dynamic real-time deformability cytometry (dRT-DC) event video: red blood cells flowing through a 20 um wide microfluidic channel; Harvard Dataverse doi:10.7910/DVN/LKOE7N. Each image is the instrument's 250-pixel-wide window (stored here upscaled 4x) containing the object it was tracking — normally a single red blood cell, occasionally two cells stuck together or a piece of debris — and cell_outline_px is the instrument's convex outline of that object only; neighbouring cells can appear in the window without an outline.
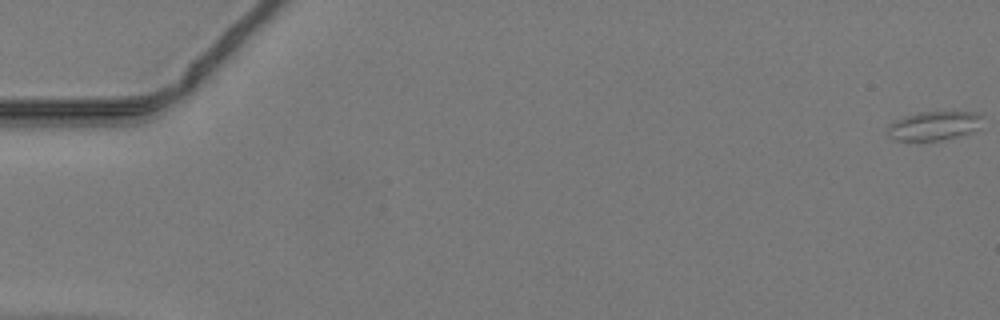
{"species": "common noctule bat (a hibernating species)", "species_latin": "Nyctalus noctula", "temperature_condition": "warm", "stored_images_in_passage": 43, "camera_frame_rate_fps": 3000, "um_per_image_px": 0.085, "animal": {"sex": "male", "body_mass_g": 19.2, "forearm_length_mm": 51.8}, "frame": {"image": 1, "passage_image": 1, "time_ms": 0.0, "image_size_px": [1000, 320], "cell_outline_px": [[984, 116], [980, 128], [972, 132], [940, 140], [892, 140], [888, 132], [888, 128], [896, 120], [904, 116], [920, 112], [976, 112]], "centroid_in_image_um": [79.45, 10.68], "position_along_channel_um": 5.6, "area_um2": 15.9}}
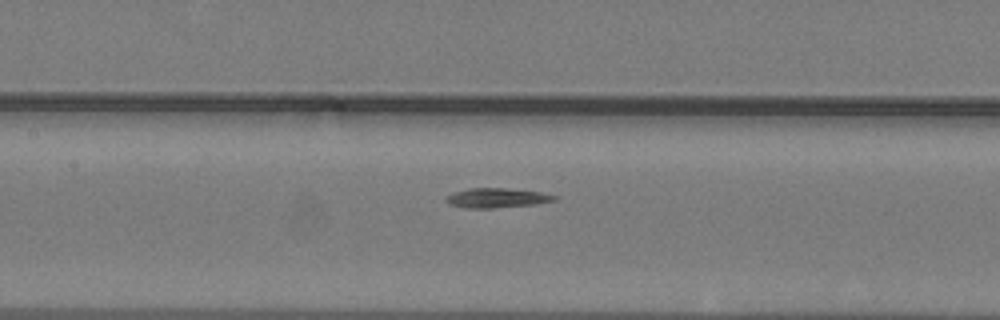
{"frame": {"image": 2, "passage_image": 24, "time_ms": 7.667, "image_size_px": [1000, 320], "cell_outline_px": [[556, 200], [536, 204], [492, 208], [464, 208], [448, 204], [448, 196], [452, 192], [468, 188], [504, 188], [540, 192], [556, 196]], "centroid_in_image_um": [42.21, 16.82], "position_along_channel_um": 165.2, "area_um2": 12.25}}
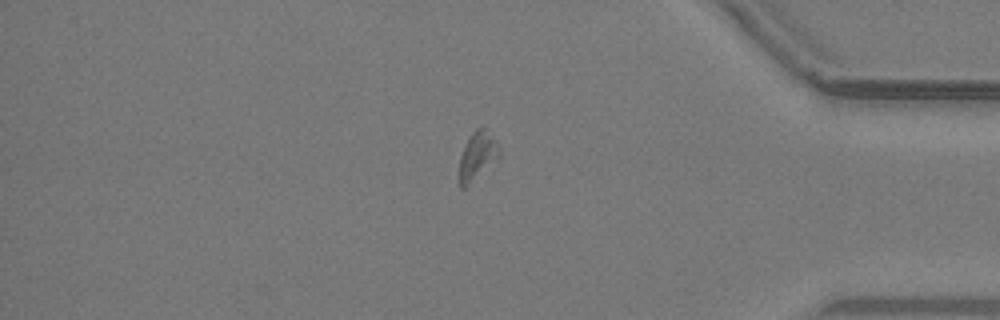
{"frame": {"image": 3, "passage_image": 42, "time_ms": 13.667, "image_size_px": [1000, 320], "cell_outline_px": [[500, 156], [496, 160], [464, 188], [460, 188], [460, 156], [472, 132], [480, 124], [484, 124], [496, 140], [500, 148]], "centroid_in_image_um": [40.62, 13.15], "position_along_channel_um": 394.6, "area_um2": 11.16}}